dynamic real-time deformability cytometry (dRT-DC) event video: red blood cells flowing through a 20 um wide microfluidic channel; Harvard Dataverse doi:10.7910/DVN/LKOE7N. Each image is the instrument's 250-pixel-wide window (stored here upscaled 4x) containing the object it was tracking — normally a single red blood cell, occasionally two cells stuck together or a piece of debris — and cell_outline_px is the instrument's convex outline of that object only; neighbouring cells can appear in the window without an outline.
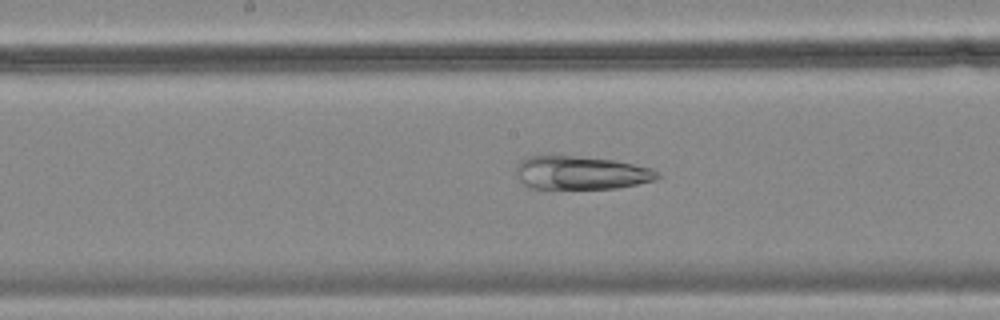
{"species": "common noctule bat (a hibernating species)", "species_latin": "Nyctalus noctula", "temperature_condition": "cold", "stored_images_in_passage": 48, "camera_frame_rate_fps": 3000, "um_per_image_px": 0.085, "animal": {"sex": "female", "body_mass_g": 18.4}, "frame": {"image": 1, "passage_image": 25, "time_ms": 8.0, "image_size_px": [1000, 320], "cell_outline_px": [[660, 176], [656, 180], [616, 188], [528, 188], [520, 180], [516, 168], [516, 164], [520, 160], [528, 156], [552, 152], [616, 160], [652, 168], [660, 172]], "centroid_in_image_um": [49.34, 14.63], "position_along_channel_um": 198.9, "area_um2": 28.38}}
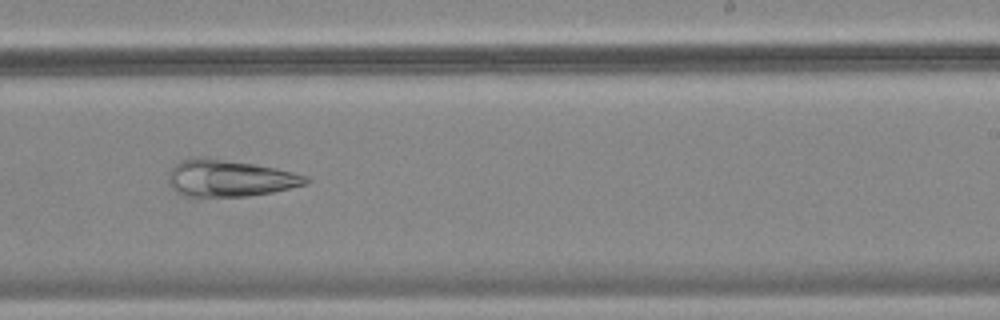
{"frame": {"image": 2, "passage_image": 31, "time_ms": 10.0, "image_size_px": [1000, 320], "cell_outline_px": [[312, 180], [308, 184], [272, 192], [248, 196], [184, 196], [176, 192], [168, 184], [168, 172], [180, 160], [200, 156], [208, 156], [256, 164], [276, 168], [308, 176]], "centroid_in_image_um": [19.5, 15.13], "position_along_channel_um": 269.5, "area_um2": 29.88}}
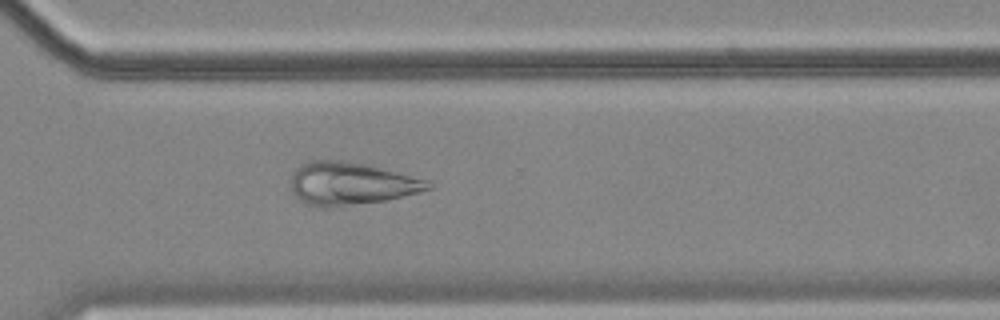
{"frame": {"image": 3, "passage_image": 37, "time_ms": 12.0, "image_size_px": [1000, 320], "cell_outline_px": [[432, 188], [420, 192], [384, 200], [328, 208], [324, 208], [304, 204], [296, 196], [292, 188], [292, 176], [296, 168], [308, 160], [348, 160], [368, 164], [428, 180], [432, 184]], "centroid_in_image_um": [29.82, 15.59], "position_along_channel_um": 340.8, "area_um2": 34.22}}